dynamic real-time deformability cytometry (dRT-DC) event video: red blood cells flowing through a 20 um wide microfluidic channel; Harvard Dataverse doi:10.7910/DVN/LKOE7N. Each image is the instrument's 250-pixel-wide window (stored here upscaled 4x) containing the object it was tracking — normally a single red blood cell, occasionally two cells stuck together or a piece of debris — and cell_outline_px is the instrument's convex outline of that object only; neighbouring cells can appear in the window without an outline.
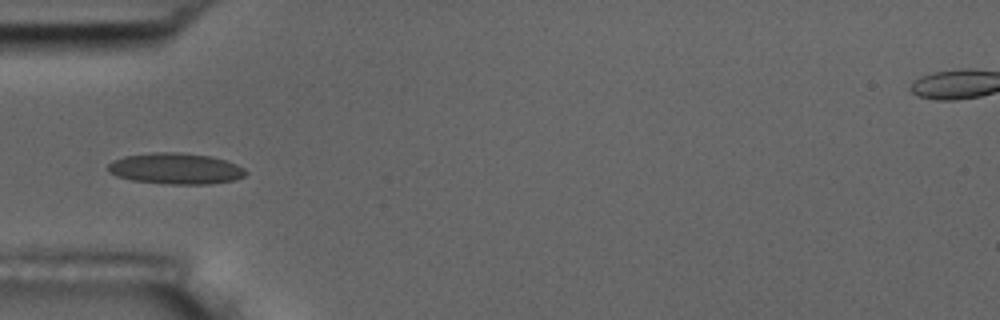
{"species": "common noctule bat (a hibernating species)", "species_latin": "Nyctalus noctula", "temperature_condition": "room temperature", "stored_images_in_passage": 7, "camera_frame_rate_fps": 3000, "um_per_image_px": 0.085, "animal": {"sex": "male", "body_mass_g": 17.5, "forearm_length_mm": 52.3}, "frame": {"image": 1, "passage_image": 7, "time_ms": 2.0, "image_size_px": [1000, 320], "cell_outline_px": [[248, 172], [244, 176], [232, 180], [208, 184], [168, 184], [132, 180], [116, 176], [108, 172], [108, 164], [112, 160], [124, 156], [156, 152], [180, 152], [208, 156], [224, 160], [236, 164], [244, 168]], "centroid_in_image_um": [14.9, 14.33], "position_along_channel_um": 70.1, "area_um2": 24.85}}